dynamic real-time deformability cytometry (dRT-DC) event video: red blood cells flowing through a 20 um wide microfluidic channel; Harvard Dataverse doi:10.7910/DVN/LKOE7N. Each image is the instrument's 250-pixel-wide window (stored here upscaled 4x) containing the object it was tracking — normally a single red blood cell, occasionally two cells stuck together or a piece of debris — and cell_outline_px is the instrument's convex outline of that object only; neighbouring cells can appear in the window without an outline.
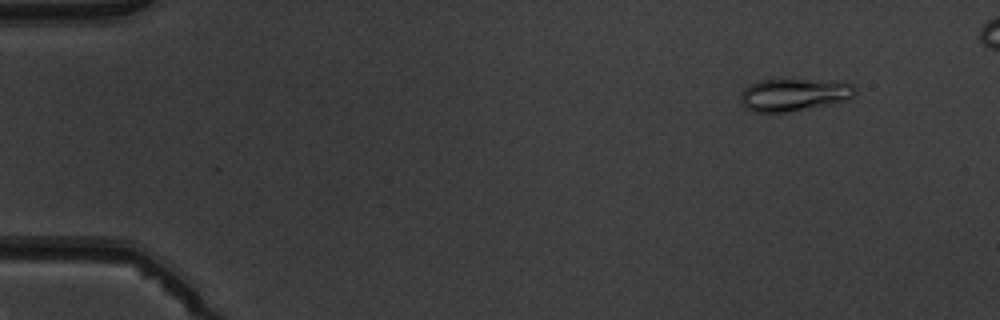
{"species": "common noctule bat (a hibernating species)", "species_latin": "Nyctalus noctula", "temperature_condition": "warm", "stored_images_in_passage": 5, "camera_frame_rate_fps": 3000, "um_per_image_px": 0.085, "animal": {"sex": "male", "body_mass_g": 19.5, "forearm_length_mm": 54.6}, "frame": {"image": 1, "passage_image": 2, "time_ms": 1.333, "image_size_px": [1000, 320], "cell_outline_px": [[856, 92], [852, 96], [844, 100], [828, 104], [788, 112], [752, 112], [744, 108], [740, 104], [740, 92], [744, 88], [760, 80], [840, 80], [852, 84], [856, 88]], "centroid_in_image_um": [67.45, 8.05], "position_along_channel_um": 17.6, "area_um2": 21.79}}